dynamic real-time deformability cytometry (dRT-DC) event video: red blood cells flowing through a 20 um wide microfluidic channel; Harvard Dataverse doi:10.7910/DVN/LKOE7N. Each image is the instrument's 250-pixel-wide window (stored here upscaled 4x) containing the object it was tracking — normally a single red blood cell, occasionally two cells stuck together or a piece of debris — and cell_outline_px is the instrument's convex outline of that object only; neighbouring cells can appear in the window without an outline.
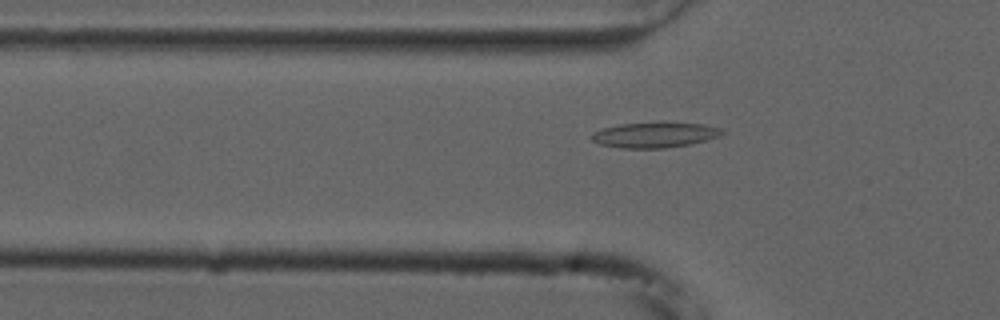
{"species": "common noctule bat (a hibernating species)", "species_latin": "Nyctalus noctula", "temperature_condition": "cold", "stored_images_in_passage": 39, "camera_frame_rate_fps": 3000, "um_per_image_px": 0.085, "animal": {"sex": "male", "forearm_length_mm": 52.5}, "frame": {"image": 1, "passage_image": 5, "time_ms": 1.333, "image_size_px": [1000, 320], "cell_outline_px": [[724, 132], [720, 136], [688, 144], [664, 148], [620, 148], [600, 144], [592, 140], [592, 132], [604, 128], [620, 124], [664, 120], [704, 124], [724, 128]], "centroid_in_image_um": [55.69, 11.42], "position_along_channel_um": 70.1, "area_um2": 19.83}}
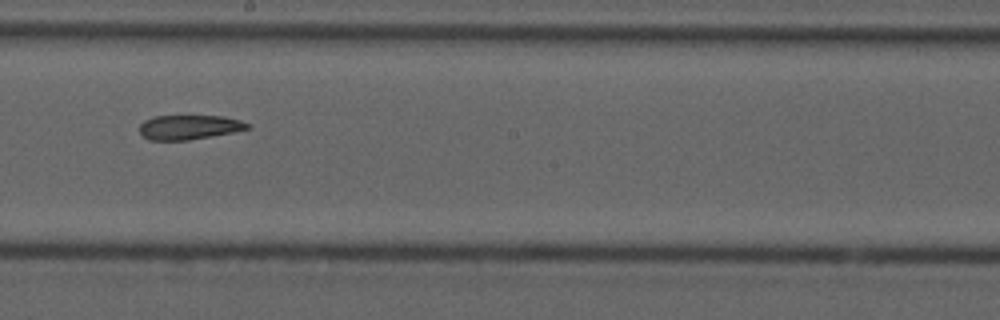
{"frame": {"image": 2, "passage_image": 18, "time_ms": 5.667, "image_size_px": [1000, 320], "cell_outline_px": [[252, 128], [236, 132], [188, 140], [148, 140], [140, 132], [140, 124], [144, 120], [156, 116], [224, 116], [240, 120], [252, 124]], "centroid_in_image_um": [16.14, 10.81], "position_along_channel_um": 232.1, "area_um2": 15.55}}
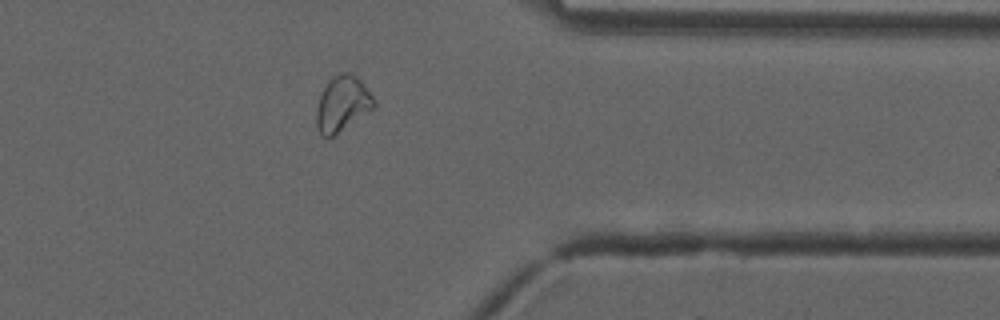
{"frame": {"image": 3, "passage_image": 31, "time_ms": 10.0, "image_size_px": [1000, 320], "cell_outline_px": [[376, 104], [372, 108], [332, 136], [324, 136], [320, 132], [316, 124], [316, 108], [320, 92], [328, 80], [332, 76], [340, 72], [348, 72], [360, 80], [364, 84], [376, 100]], "centroid_in_image_um": [29.07, 8.76], "position_along_channel_um": 382.3, "area_um2": 18.26}}